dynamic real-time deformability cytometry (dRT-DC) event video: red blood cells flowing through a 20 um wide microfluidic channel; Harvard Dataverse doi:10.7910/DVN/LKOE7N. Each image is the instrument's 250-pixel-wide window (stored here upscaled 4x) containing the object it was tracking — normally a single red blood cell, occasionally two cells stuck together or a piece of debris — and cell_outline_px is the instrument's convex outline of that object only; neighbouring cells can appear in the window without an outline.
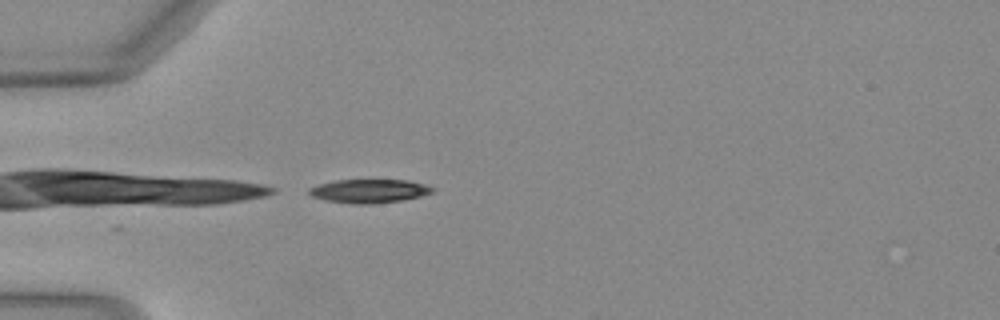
{"species": "Egyptian fruit bat (a non-hibernating species)", "species_latin": "Rousettus aegyptiacus", "temperature_condition": "warm", "stored_images_in_passage": 30, "camera_frame_rate_fps": 3000, "um_per_image_px": 0.085, "animal": {"sex": "female"}, "frame": {"image": 1, "passage_image": 1, "time_ms": 0.0, "image_size_px": [1000, 320], "cell_outline_px": [[432, 192], [420, 196], [400, 200], [372, 204], [352, 204], [324, 200], [312, 196], [308, 192], [308, 188], [320, 184], [336, 180], [408, 180], [424, 184], [432, 188]], "centroid_in_image_um": [31.32, 16.24], "position_along_channel_um": 53.7, "area_um2": 16.82}, "authors_computed_cell_mechanics": {"area_um2": 17.3689, "velocity_mm_per_s": 4.1033, "shape_relaxation_time_tau1_ms": 4.7302, "shape_relaxation_time_tau2_ms": null, "deformation_change_tau1": 0.1833, "deformation_change_tau2": null}}